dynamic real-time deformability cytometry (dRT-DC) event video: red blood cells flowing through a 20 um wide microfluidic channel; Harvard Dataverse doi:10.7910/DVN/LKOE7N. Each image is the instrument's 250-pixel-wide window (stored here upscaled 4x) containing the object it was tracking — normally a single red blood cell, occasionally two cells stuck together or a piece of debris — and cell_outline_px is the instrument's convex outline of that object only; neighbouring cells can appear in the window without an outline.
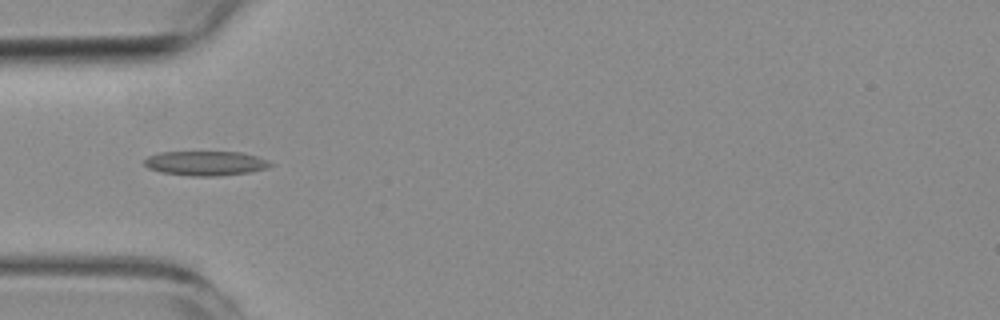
{"species": "common noctule bat (a hibernating species)", "species_latin": "Nyctalus noctula", "temperature_condition": "room temperature", "stored_images_in_passage": 7, "camera_frame_rate_fps": 3000, "um_per_image_px": 0.085, "animal": {"sex": "female", "body_mass_g": 19.3, "forearm_length_mm": 54.1}, "frame": {"image": 1, "passage_image": 5, "time_ms": 4.667, "image_size_px": [1000, 320], "cell_outline_px": [[276, 164], [268, 168], [252, 172], [216, 176], [192, 176], [160, 172], [148, 168], [144, 164], [144, 160], [148, 156], [160, 152], [240, 152], [256, 156], [268, 160]], "centroid_in_image_um": [17.51, 13.88], "position_along_channel_um": 67.5, "area_um2": 18.15}}
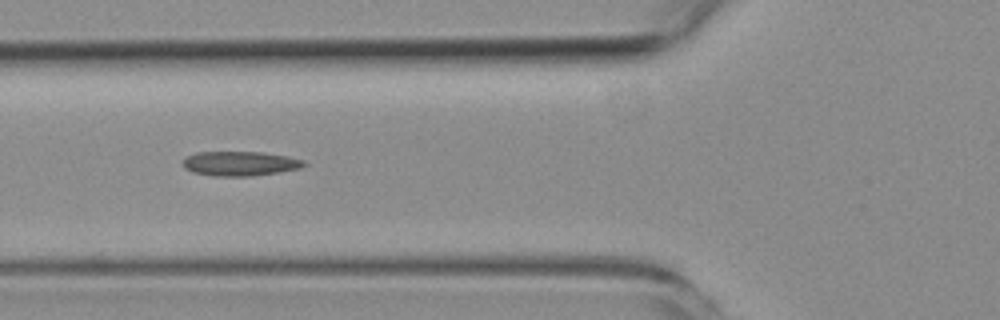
{"frame": {"image": 2, "passage_image": 6, "time_ms": 5.667, "image_size_px": [1000, 320], "cell_outline_px": [[308, 164], [300, 168], [280, 172], [252, 176], [212, 176], [192, 172], [184, 168], [180, 164], [188, 156], [196, 152], [264, 152], [288, 156], [304, 160]], "centroid_in_image_um": [20.41, 13.9], "position_along_channel_um": 105.4, "area_um2": 17.51}}
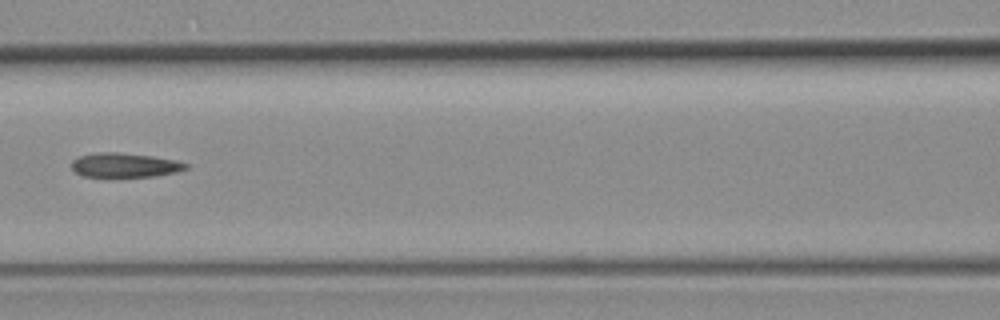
{"frame": {"image": 3, "passage_image": 7, "time_ms": 7.0, "image_size_px": [1000, 320], "cell_outline_px": [[188, 168], [176, 172], [156, 176], [108, 180], [84, 176], [76, 172], [72, 168], [72, 160], [80, 156], [100, 152], [116, 152], [152, 156], [176, 160], [188, 164]], "centroid_in_image_um": [10.58, 14.09], "position_along_channel_um": 156.0, "area_um2": 16.99}}